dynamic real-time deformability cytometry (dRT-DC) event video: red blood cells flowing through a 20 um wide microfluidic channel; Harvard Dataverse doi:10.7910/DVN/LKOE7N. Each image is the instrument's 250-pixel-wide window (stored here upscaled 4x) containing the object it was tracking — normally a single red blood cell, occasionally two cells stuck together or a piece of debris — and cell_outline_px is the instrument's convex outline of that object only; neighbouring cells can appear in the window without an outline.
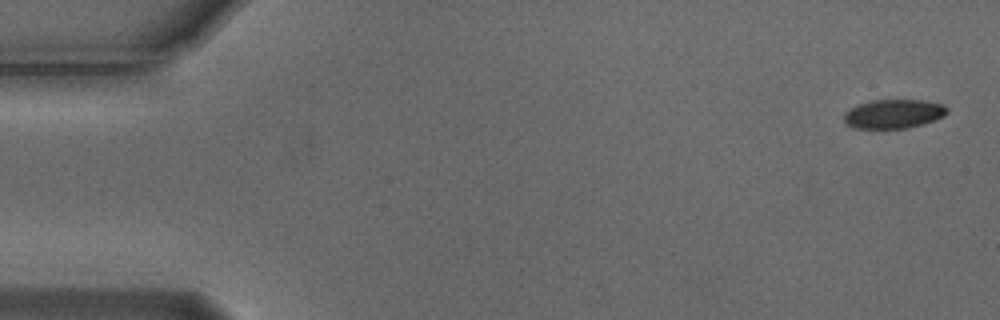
{"species": "Egyptian fruit bat (a non-hibernating species)", "species_latin": "Rousettus aegyptiacus", "temperature_condition": "cold", "stored_images_in_passage": 5, "camera_frame_rate_fps": 3000, "um_per_image_px": 0.085, "animal": {"sex": "male"}, "frame": {"image": 1, "passage_image": 1, "time_ms": 0.0, "image_size_px": [1000, 320], "cell_outline_px": [[948, 112], [944, 116], [936, 120], [908, 128], [852, 128], [844, 120], [844, 112], [860, 104], [872, 100], [924, 100], [944, 104], [948, 108]], "centroid_in_image_um": [76.0, 9.67], "position_along_channel_um": 9.0, "area_um2": 17.46}}
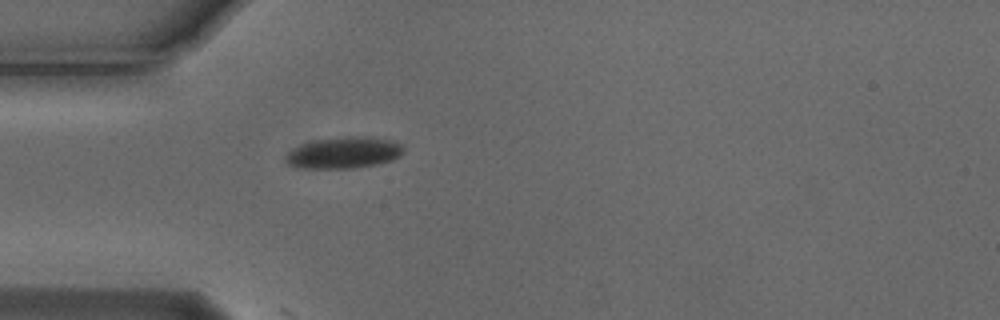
{"frame": {"image": 2, "passage_image": 5, "time_ms": 1.333, "image_size_px": [1000, 320], "cell_outline_px": [[404, 152], [400, 156], [392, 160], [380, 164], [352, 168], [304, 168], [292, 164], [288, 160], [288, 152], [300, 144], [316, 140], [348, 136], [372, 136], [388, 140], [400, 144], [404, 148]], "centroid_in_image_um": [29.32, 12.97], "position_along_channel_um": 55.7, "area_um2": 21.33}}